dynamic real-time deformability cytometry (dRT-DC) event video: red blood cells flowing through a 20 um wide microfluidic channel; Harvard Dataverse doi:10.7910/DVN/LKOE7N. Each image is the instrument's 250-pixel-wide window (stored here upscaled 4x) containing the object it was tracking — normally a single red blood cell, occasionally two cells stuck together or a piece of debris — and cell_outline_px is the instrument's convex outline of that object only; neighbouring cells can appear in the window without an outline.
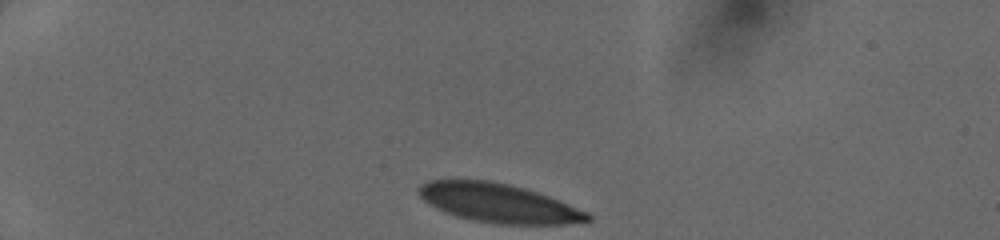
{"species": "human", "species_latin": "Homo sapiens", "temperature_condition": "cold", "stored_images_in_passage": 45, "camera_frame_rate_fps": 3000, "um_per_image_px": 0.085, "donor": {"sex": "female"}, "frame": {"image": 1, "passage_image": 1, "time_ms": 0.0, "image_size_px": [1000, 240], "cell_outline_px": [[592, 220], [568, 224], [496, 224], [472, 220], [456, 216], [444, 212], [428, 204], [416, 192], [416, 188], [420, 184], [428, 180], [488, 180], [508, 184], [524, 188], [548, 196], [588, 212], [592, 216]], "centroid_in_image_um": [42.33, 17.26], "position_along_channel_um": 42.7, "area_um2": 38.32}}
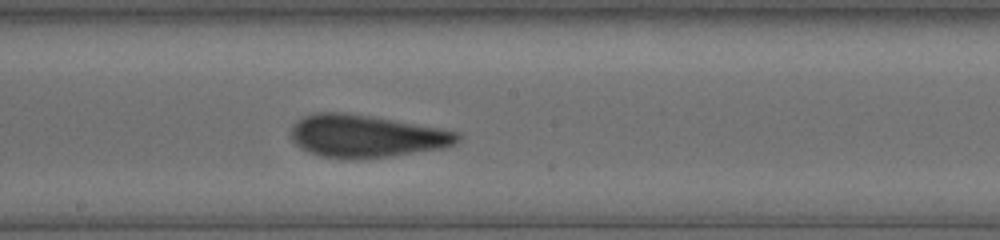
{"frame": {"image": 2, "passage_image": 28, "time_ms": 5.667, "image_size_px": [1000, 240], "cell_outline_px": [[460, 140], [456, 144], [444, 148], [392, 156], [352, 160], [320, 156], [308, 152], [300, 148], [292, 140], [292, 128], [304, 116], [316, 112], [344, 112], [440, 128], [456, 132], [460, 136]], "centroid_in_image_um": [31.13, 11.59], "position_along_channel_um": 217.1, "area_um2": 41.15}}
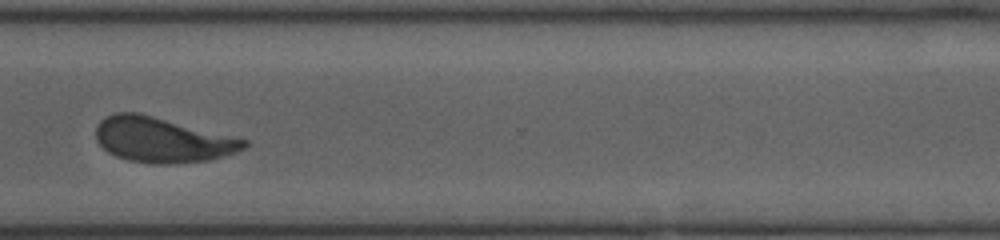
{"frame": {"image": 3, "passage_image": 44, "time_ms": 9.0, "image_size_px": [1000, 240], "cell_outline_px": [[248, 144], [244, 148], [236, 152], [224, 156], [208, 160], [176, 164], [152, 164], [128, 160], [116, 156], [108, 152], [96, 140], [96, 128], [100, 120], [104, 116], [116, 112], [140, 112], [248, 140]], "centroid_in_image_um": [13.77, 11.88], "position_along_channel_um": 356.8, "area_um2": 39.13}}